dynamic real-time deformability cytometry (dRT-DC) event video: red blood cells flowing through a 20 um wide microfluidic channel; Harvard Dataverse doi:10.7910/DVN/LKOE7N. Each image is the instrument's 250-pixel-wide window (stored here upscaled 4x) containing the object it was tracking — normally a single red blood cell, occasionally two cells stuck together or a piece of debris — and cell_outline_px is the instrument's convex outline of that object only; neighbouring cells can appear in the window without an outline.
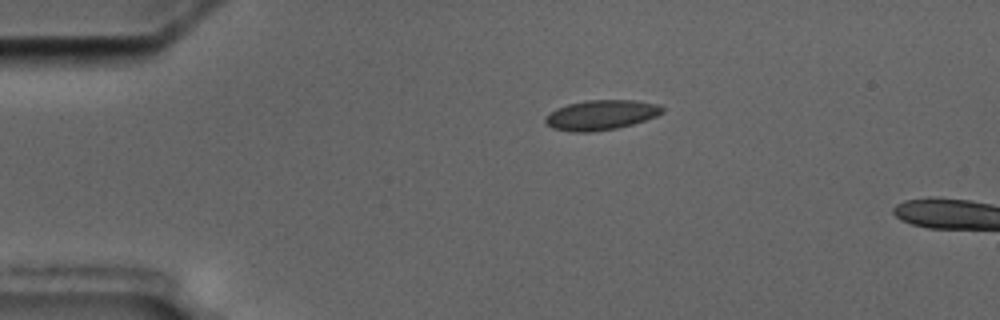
{"species": "common noctule bat (a hibernating species)", "species_latin": "Nyctalus noctula", "temperature_condition": "cold", "stored_images_in_passage": 2, "camera_frame_rate_fps": 3000, "um_per_image_px": 0.085, "animal": {"sex": "male", "body_mass_g": 17.5, "forearm_length_mm": 52.3}, "frame": {"image": 1, "passage_image": 1, "time_ms": 0.0, "image_size_px": [1000, 320], "cell_outline_px": [[664, 112], [656, 116], [632, 124], [616, 128], [592, 132], [572, 132], [552, 128], [544, 120], [544, 116], [556, 108], [568, 104], [584, 100], [632, 100], [660, 104], [664, 108]], "centroid_in_image_um": [51.07, 9.77], "position_along_channel_um": 33.9, "area_um2": 20.46}}